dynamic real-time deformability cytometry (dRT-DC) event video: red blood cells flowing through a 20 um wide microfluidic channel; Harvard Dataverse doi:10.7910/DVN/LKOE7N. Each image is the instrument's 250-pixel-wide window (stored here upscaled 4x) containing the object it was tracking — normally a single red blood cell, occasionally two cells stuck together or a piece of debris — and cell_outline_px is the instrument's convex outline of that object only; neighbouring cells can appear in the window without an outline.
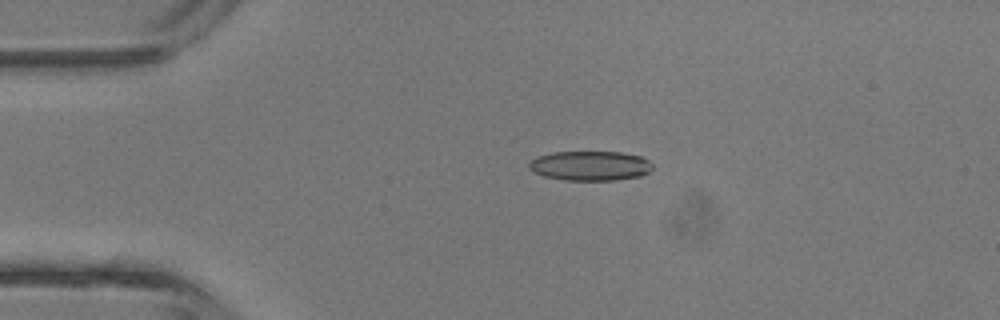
{"species": "common noctule bat (a hibernating species)", "species_latin": "Nyctalus noctula", "temperature_condition": "room temperature", "stored_images_in_passage": 33, "camera_frame_rate_fps": 3000, "um_per_image_px": 0.085, "animal": {"sex": "male", "body_mass_g": 13.3}, "frame": {"image": 1, "passage_image": 1, "time_ms": 0.0, "image_size_px": [1000, 320], "cell_outline_px": [[652, 168], [648, 172], [640, 176], [616, 180], [564, 180], [544, 176], [528, 168], [528, 164], [536, 156], [552, 152], [624, 152], [640, 156], [648, 160], [652, 164]], "centroid_in_image_um": [50.16, 14.08], "position_along_channel_um": 34.8, "area_um2": 21.33}}
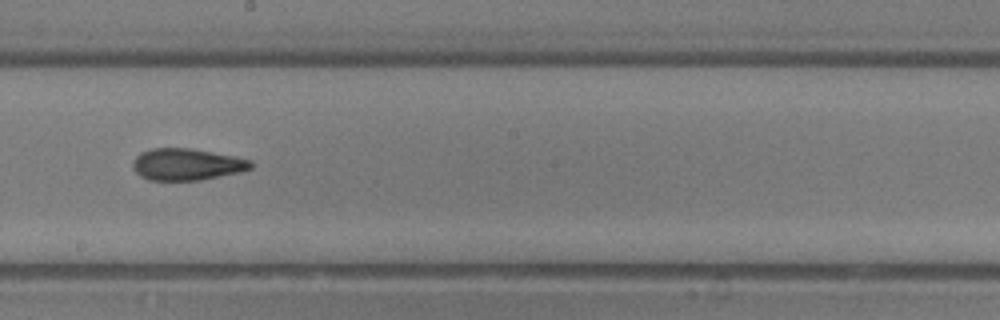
{"frame": {"image": 2, "passage_image": 15, "time_ms": 4.667, "image_size_px": [1000, 320], "cell_outline_px": [[252, 168], [240, 172], [200, 180], [148, 180], [140, 176], [132, 168], [132, 160], [140, 152], [152, 148], [188, 148], [236, 156], [252, 160]], "centroid_in_image_um": [15.85, 13.97], "position_along_channel_um": 232.3, "area_um2": 21.96}}
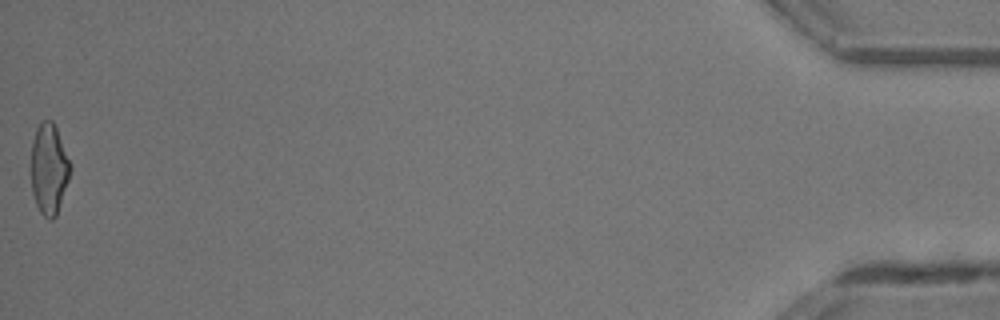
{"frame": {"image": 3, "passage_image": 33, "time_ms": 10.667, "image_size_px": [1000, 320], "cell_outline_px": [[72, 168], [56, 216], [52, 220], [48, 220], [40, 212], [36, 204], [32, 192], [32, 140], [36, 128], [44, 120], [52, 120], [56, 128], [72, 164]], "centroid_in_image_um": [4.18, 14.37], "position_along_channel_um": 431.0, "area_um2": 20.63}}